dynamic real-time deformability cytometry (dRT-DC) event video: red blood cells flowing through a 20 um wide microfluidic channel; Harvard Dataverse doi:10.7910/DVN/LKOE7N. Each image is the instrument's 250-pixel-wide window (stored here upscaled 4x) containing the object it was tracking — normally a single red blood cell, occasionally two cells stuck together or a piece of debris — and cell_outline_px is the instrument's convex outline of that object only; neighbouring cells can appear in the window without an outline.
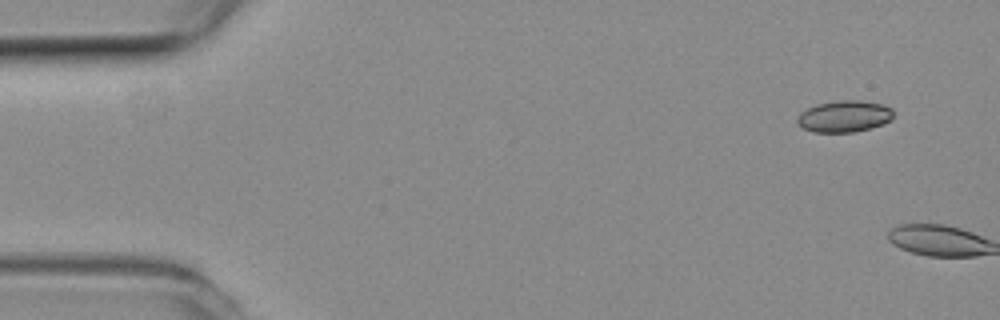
{"species": "common noctule bat (a hibernating species)", "species_latin": "Nyctalus noctula", "temperature_condition": "room temperature", "stored_images_in_passage": 3, "camera_frame_rate_fps": 3000, "um_per_image_px": 0.085, "animal": {"sex": "female", "body_mass_g": 19.3, "forearm_length_mm": 54.1}, "frame": {"image": 1, "passage_image": 1, "time_ms": 0.0, "image_size_px": [1000, 320], "cell_outline_px": [[892, 120], [884, 124], [872, 128], [852, 132], [816, 132], [804, 128], [796, 120], [800, 112], [816, 104], [840, 100], [860, 100], [880, 104], [892, 108]], "centroid_in_image_um": [71.78, 9.89], "position_along_channel_um": 13.2, "area_um2": 17.63}}